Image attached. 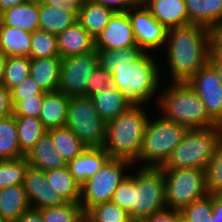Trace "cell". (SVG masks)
<instances>
[{
    "label": "cell",
    "mask_w": 222,
    "mask_h": 222,
    "mask_svg": "<svg viewBox=\"0 0 222 222\" xmlns=\"http://www.w3.org/2000/svg\"><path fill=\"white\" fill-rule=\"evenodd\" d=\"M214 31L206 26L189 24L168 29V63L173 82H188L213 52Z\"/></svg>",
    "instance_id": "1"
},
{
    "label": "cell",
    "mask_w": 222,
    "mask_h": 222,
    "mask_svg": "<svg viewBox=\"0 0 222 222\" xmlns=\"http://www.w3.org/2000/svg\"><path fill=\"white\" fill-rule=\"evenodd\" d=\"M141 105H132L117 118L106 123L102 147L110 158L134 163L139 157L148 116Z\"/></svg>",
    "instance_id": "2"
},
{
    "label": "cell",
    "mask_w": 222,
    "mask_h": 222,
    "mask_svg": "<svg viewBox=\"0 0 222 222\" xmlns=\"http://www.w3.org/2000/svg\"><path fill=\"white\" fill-rule=\"evenodd\" d=\"M158 99L162 117L188 130L219 126L209 117L205 105L188 82H173Z\"/></svg>",
    "instance_id": "3"
},
{
    "label": "cell",
    "mask_w": 222,
    "mask_h": 222,
    "mask_svg": "<svg viewBox=\"0 0 222 222\" xmlns=\"http://www.w3.org/2000/svg\"><path fill=\"white\" fill-rule=\"evenodd\" d=\"M159 68L149 53L143 52L131 66L116 67L112 84L133 104L143 105L158 89Z\"/></svg>",
    "instance_id": "4"
},
{
    "label": "cell",
    "mask_w": 222,
    "mask_h": 222,
    "mask_svg": "<svg viewBox=\"0 0 222 222\" xmlns=\"http://www.w3.org/2000/svg\"><path fill=\"white\" fill-rule=\"evenodd\" d=\"M222 140V127L187 130L162 169H206Z\"/></svg>",
    "instance_id": "5"
},
{
    "label": "cell",
    "mask_w": 222,
    "mask_h": 222,
    "mask_svg": "<svg viewBox=\"0 0 222 222\" xmlns=\"http://www.w3.org/2000/svg\"><path fill=\"white\" fill-rule=\"evenodd\" d=\"M187 130L184 126L162 116L152 121L148 119L141 151L134 162L143 161V167H162L172 150L182 141Z\"/></svg>",
    "instance_id": "6"
},
{
    "label": "cell",
    "mask_w": 222,
    "mask_h": 222,
    "mask_svg": "<svg viewBox=\"0 0 222 222\" xmlns=\"http://www.w3.org/2000/svg\"><path fill=\"white\" fill-rule=\"evenodd\" d=\"M132 176L131 211L133 221L166 209L165 179L161 167H143Z\"/></svg>",
    "instance_id": "7"
},
{
    "label": "cell",
    "mask_w": 222,
    "mask_h": 222,
    "mask_svg": "<svg viewBox=\"0 0 222 222\" xmlns=\"http://www.w3.org/2000/svg\"><path fill=\"white\" fill-rule=\"evenodd\" d=\"M166 208L181 211L208 194L205 169H162Z\"/></svg>",
    "instance_id": "8"
},
{
    "label": "cell",
    "mask_w": 222,
    "mask_h": 222,
    "mask_svg": "<svg viewBox=\"0 0 222 222\" xmlns=\"http://www.w3.org/2000/svg\"><path fill=\"white\" fill-rule=\"evenodd\" d=\"M65 126L88 148L102 147L106 123L90 97H70Z\"/></svg>",
    "instance_id": "9"
},
{
    "label": "cell",
    "mask_w": 222,
    "mask_h": 222,
    "mask_svg": "<svg viewBox=\"0 0 222 222\" xmlns=\"http://www.w3.org/2000/svg\"><path fill=\"white\" fill-rule=\"evenodd\" d=\"M133 162L127 159L109 158L102 167L81 185L80 205L86 212L91 206L109 202L114 191L127 177L125 168L132 166Z\"/></svg>",
    "instance_id": "10"
},
{
    "label": "cell",
    "mask_w": 222,
    "mask_h": 222,
    "mask_svg": "<svg viewBox=\"0 0 222 222\" xmlns=\"http://www.w3.org/2000/svg\"><path fill=\"white\" fill-rule=\"evenodd\" d=\"M98 65L96 49L86 54L63 58L57 91L68 97L85 96L90 76Z\"/></svg>",
    "instance_id": "11"
},
{
    "label": "cell",
    "mask_w": 222,
    "mask_h": 222,
    "mask_svg": "<svg viewBox=\"0 0 222 222\" xmlns=\"http://www.w3.org/2000/svg\"><path fill=\"white\" fill-rule=\"evenodd\" d=\"M188 84L200 97L209 117L222 126V83L216 69L208 62L189 81Z\"/></svg>",
    "instance_id": "12"
},
{
    "label": "cell",
    "mask_w": 222,
    "mask_h": 222,
    "mask_svg": "<svg viewBox=\"0 0 222 222\" xmlns=\"http://www.w3.org/2000/svg\"><path fill=\"white\" fill-rule=\"evenodd\" d=\"M137 46L143 51L156 49L165 45L168 29L151 15L141 1L128 11Z\"/></svg>",
    "instance_id": "13"
},
{
    "label": "cell",
    "mask_w": 222,
    "mask_h": 222,
    "mask_svg": "<svg viewBox=\"0 0 222 222\" xmlns=\"http://www.w3.org/2000/svg\"><path fill=\"white\" fill-rule=\"evenodd\" d=\"M137 46L128 12H114L95 38V49L114 50Z\"/></svg>",
    "instance_id": "14"
},
{
    "label": "cell",
    "mask_w": 222,
    "mask_h": 222,
    "mask_svg": "<svg viewBox=\"0 0 222 222\" xmlns=\"http://www.w3.org/2000/svg\"><path fill=\"white\" fill-rule=\"evenodd\" d=\"M31 208L43 209L66 203L48 184L45 172L29 166L23 183Z\"/></svg>",
    "instance_id": "15"
},
{
    "label": "cell",
    "mask_w": 222,
    "mask_h": 222,
    "mask_svg": "<svg viewBox=\"0 0 222 222\" xmlns=\"http://www.w3.org/2000/svg\"><path fill=\"white\" fill-rule=\"evenodd\" d=\"M57 47L59 55L63 59L95 50V39L76 21L57 35Z\"/></svg>",
    "instance_id": "16"
},
{
    "label": "cell",
    "mask_w": 222,
    "mask_h": 222,
    "mask_svg": "<svg viewBox=\"0 0 222 222\" xmlns=\"http://www.w3.org/2000/svg\"><path fill=\"white\" fill-rule=\"evenodd\" d=\"M151 15L167 29L188 25L184 0H141Z\"/></svg>",
    "instance_id": "17"
},
{
    "label": "cell",
    "mask_w": 222,
    "mask_h": 222,
    "mask_svg": "<svg viewBox=\"0 0 222 222\" xmlns=\"http://www.w3.org/2000/svg\"><path fill=\"white\" fill-rule=\"evenodd\" d=\"M91 99L105 123L117 118L133 105L114 84L102 88Z\"/></svg>",
    "instance_id": "18"
},
{
    "label": "cell",
    "mask_w": 222,
    "mask_h": 222,
    "mask_svg": "<svg viewBox=\"0 0 222 222\" xmlns=\"http://www.w3.org/2000/svg\"><path fill=\"white\" fill-rule=\"evenodd\" d=\"M25 158L29 166L44 172L67 166L61 154L55 149L52 138L48 133L34 144Z\"/></svg>",
    "instance_id": "19"
},
{
    "label": "cell",
    "mask_w": 222,
    "mask_h": 222,
    "mask_svg": "<svg viewBox=\"0 0 222 222\" xmlns=\"http://www.w3.org/2000/svg\"><path fill=\"white\" fill-rule=\"evenodd\" d=\"M110 158L103 147H88L82 154L67 163L70 173L82 185Z\"/></svg>",
    "instance_id": "20"
},
{
    "label": "cell",
    "mask_w": 222,
    "mask_h": 222,
    "mask_svg": "<svg viewBox=\"0 0 222 222\" xmlns=\"http://www.w3.org/2000/svg\"><path fill=\"white\" fill-rule=\"evenodd\" d=\"M188 25L206 26L214 31L222 22V0H184Z\"/></svg>",
    "instance_id": "21"
},
{
    "label": "cell",
    "mask_w": 222,
    "mask_h": 222,
    "mask_svg": "<svg viewBox=\"0 0 222 222\" xmlns=\"http://www.w3.org/2000/svg\"><path fill=\"white\" fill-rule=\"evenodd\" d=\"M62 58L60 56L30 59V76L43 92L58 90Z\"/></svg>",
    "instance_id": "22"
},
{
    "label": "cell",
    "mask_w": 222,
    "mask_h": 222,
    "mask_svg": "<svg viewBox=\"0 0 222 222\" xmlns=\"http://www.w3.org/2000/svg\"><path fill=\"white\" fill-rule=\"evenodd\" d=\"M30 208L23 184L0 189V217L4 222H15Z\"/></svg>",
    "instance_id": "23"
},
{
    "label": "cell",
    "mask_w": 222,
    "mask_h": 222,
    "mask_svg": "<svg viewBox=\"0 0 222 222\" xmlns=\"http://www.w3.org/2000/svg\"><path fill=\"white\" fill-rule=\"evenodd\" d=\"M69 100L70 97L59 91L44 96L39 119L48 130L65 126Z\"/></svg>",
    "instance_id": "24"
},
{
    "label": "cell",
    "mask_w": 222,
    "mask_h": 222,
    "mask_svg": "<svg viewBox=\"0 0 222 222\" xmlns=\"http://www.w3.org/2000/svg\"><path fill=\"white\" fill-rule=\"evenodd\" d=\"M0 25L23 29L31 33L39 30V4L26 2L2 12Z\"/></svg>",
    "instance_id": "25"
},
{
    "label": "cell",
    "mask_w": 222,
    "mask_h": 222,
    "mask_svg": "<svg viewBox=\"0 0 222 222\" xmlns=\"http://www.w3.org/2000/svg\"><path fill=\"white\" fill-rule=\"evenodd\" d=\"M113 14L112 9L88 0L83 1L77 21L95 39L107 26Z\"/></svg>",
    "instance_id": "26"
},
{
    "label": "cell",
    "mask_w": 222,
    "mask_h": 222,
    "mask_svg": "<svg viewBox=\"0 0 222 222\" xmlns=\"http://www.w3.org/2000/svg\"><path fill=\"white\" fill-rule=\"evenodd\" d=\"M31 49V32L0 25V51L6 56H27Z\"/></svg>",
    "instance_id": "27"
},
{
    "label": "cell",
    "mask_w": 222,
    "mask_h": 222,
    "mask_svg": "<svg viewBox=\"0 0 222 222\" xmlns=\"http://www.w3.org/2000/svg\"><path fill=\"white\" fill-rule=\"evenodd\" d=\"M48 184L57 191L65 202L79 203L81 185L70 173L68 166L60 169L45 171Z\"/></svg>",
    "instance_id": "28"
},
{
    "label": "cell",
    "mask_w": 222,
    "mask_h": 222,
    "mask_svg": "<svg viewBox=\"0 0 222 222\" xmlns=\"http://www.w3.org/2000/svg\"><path fill=\"white\" fill-rule=\"evenodd\" d=\"M77 21V17L61 8L39 4V30L58 35Z\"/></svg>",
    "instance_id": "29"
},
{
    "label": "cell",
    "mask_w": 222,
    "mask_h": 222,
    "mask_svg": "<svg viewBox=\"0 0 222 222\" xmlns=\"http://www.w3.org/2000/svg\"><path fill=\"white\" fill-rule=\"evenodd\" d=\"M47 133L51 136L55 149L61 154L66 163L72 161L87 149L66 126L49 129Z\"/></svg>",
    "instance_id": "30"
},
{
    "label": "cell",
    "mask_w": 222,
    "mask_h": 222,
    "mask_svg": "<svg viewBox=\"0 0 222 222\" xmlns=\"http://www.w3.org/2000/svg\"><path fill=\"white\" fill-rule=\"evenodd\" d=\"M25 157L20 151L16 118L11 115L0 119V160Z\"/></svg>",
    "instance_id": "31"
},
{
    "label": "cell",
    "mask_w": 222,
    "mask_h": 222,
    "mask_svg": "<svg viewBox=\"0 0 222 222\" xmlns=\"http://www.w3.org/2000/svg\"><path fill=\"white\" fill-rule=\"evenodd\" d=\"M20 151L26 155L48 129L37 117H15Z\"/></svg>",
    "instance_id": "32"
},
{
    "label": "cell",
    "mask_w": 222,
    "mask_h": 222,
    "mask_svg": "<svg viewBox=\"0 0 222 222\" xmlns=\"http://www.w3.org/2000/svg\"><path fill=\"white\" fill-rule=\"evenodd\" d=\"M99 65L112 73L116 67L131 66L143 51L138 46L119 48L114 50L96 49Z\"/></svg>",
    "instance_id": "33"
},
{
    "label": "cell",
    "mask_w": 222,
    "mask_h": 222,
    "mask_svg": "<svg viewBox=\"0 0 222 222\" xmlns=\"http://www.w3.org/2000/svg\"><path fill=\"white\" fill-rule=\"evenodd\" d=\"M86 222H133L129 213L112 201L97 203L85 212Z\"/></svg>",
    "instance_id": "34"
},
{
    "label": "cell",
    "mask_w": 222,
    "mask_h": 222,
    "mask_svg": "<svg viewBox=\"0 0 222 222\" xmlns=\"http://www.w3.org/2000/svg\"><path fill=\"white\" fill-rule=\"evenodd\" d=\"M39 210L44 222H86L85 211L80 203L66 202Z\"/></svg>",
    "instance_id": "35"
},
{
    "label": "cell",
    "mask_w": 222,
    "mask_h": 222,
    "mask_svg": "<svg viewBox=\"0 0 222 222\" xmlns=\"http://www.w3.org/2000/svg\"><path fill=\"white\" fill-rule=\"evenodd\" d=\"M213 194H207L203 198L193 201L184 207L180 212L182 222H222L212 214Z\"/></svg>",
    "instance_id": "36"
},
{
    "label": "cell",
    "mask_w": 222,
    "mask_h": 222,
    "mask_svg": "<svg viewBox=\"0 0 222 222\" xmlns=\"http://www.w3.org/2000/svg\"><path fill=\"white\" fill-rule=\"evenodd\" d=\"M29 167L25 157L0 160V189L22 185Z\"/></svg>",
    "instance_id": "37"
},
{
    "label": "cell",
    "mask_w": 222,
    "mask_h": 222,
    "mask_svg": "<svg viewBox=\"0 0 222 222\" xmlns=\"http://www.w3.org/2000/svg\"><path fill=\"white\" fill-rule=\"evenodd\" d=\"M30 76V58L7 56L2 85L11 90Z\"/></svg>",
    "instance_id": "38"
},
{
    "label": "cell",
    "mask_w": 222,
    "mask_h": 222,
    "mask_svg": "<svg viewBox=\"0 0 222 222\" xmlns=\"http://www.w3.org/2000/svg\"><path fill=\"white\" fill-rule=\"evenodd\" d=\"M54 56H60L57 47V36L43 30L32 32L29 58L39 59Z\"/></svg>",
    "instance_id": "39"
},
{
    "label": "cell",
    "mask_w": 222,
    "mask_h": 222,
    "mask_svg": "<svg viewBox=\"0 0 222 222\" xmlns=\"http://www.w3.org/2000/svg\"><path fill=\"white\" fill-rule=\"evenodd\" d=\"M208 194H215L222 189V140L219 142L214 156L205 169Z\"/></svg>",
    "instance_id": "40"
},
{
    "label": "cell",
    "mask_w": 222,
    "mask_h": 222,
    "mask_svg": "<svg viewBox=\"0 0 222 222\" xmlns=\"http://www.w3.org/2000/svg\"><path fill=\"white\" fill-rule=\"evenodd\" d=\"M45 95L46 94H36L35 97H29L18 101L13 106V115L15 117L39 118Z\"/></svg>",
    "instance_id": "41"
},
{
    "label": "cell",
    "mask_w": 222,
    "mask_h": 222,
    "mask_svg": "<svg viewBox=\"0 0 222 222\" xmlns=\"http://www.w3.org/2000/svg\"><path fill=\"white\" fill-rule=\"evenodd\" d=\"M36 94H47L43 92L38 83L29 76L24 79L20 84L11 89V101L14 106L18 101L24 100L29 97H35Z\"/></svg>",
    "instance_id": "42"
},
{
    "label": "cell",
    "mask_w": 222,
    "mask_h": 222,
    "mask_svg": "<svg viewBox=\"0 0 222 222\" xmlns=\"http://www.w3.org/2000/svg\"><path fill=\"white\" fill-rule=\"evenodd\" d=\"M131 197H132V176L127 177L120 183L118 188L114 191L112 202L117 206L127 211H131Z\"/></svg>",
    "instance_id": "43"
},
{
    "label": "cell",
    "mask_w": 222,
    "mask_h": 222,
    "mask_svg": "<svg viewBox=\"0 0 222 222\" xmlns=\"http://www.w3.org/2000/svg\"><path fill=\"white\" fill-rule=\"evenodd\" d=\"M112 84V74L103 69L100 65L92 72L89 79V88L87 89L86 97H92L100 92L102 88Z\"/></svg>",
    "instance_id": "44"
},
{
    "label": "cell",
    "mask_w": 222,
    "mask_h": 222,
    "mask_svg": "<svg viewBox=\"0 0 222 222\" xmlns=\"http://www.w3.org/2000/svg\"><path fill=\"white\" fill-rule=\"evenodd\" d=\"M43 4L61 8L62 10L74 14L78 18L83 0H44Z\"/></svg>",
    "instance_id": "45"
},
{
    "label": "cell",
    "mask_w": 222,
    "mask_h": 222,
    "mask_svg": "<svg viewBox=\"0 0 222 222\" xmlns=\"http://www.w3.org/2000/svg\"><path fill=\"white\" fill-rule=\"evenodd\" d=\"M97 4L112 9L114 12H127L131 7L136 6L141 0H92Z\"/></svg>",
    "instance_id": "46"
},
{
    "label": "cell",
    "mask_w": 222,
    "mask_h": 222,
    "mask_svg": "<svg viewBox=\"0 0 222 222\" xmlns=\"http://www.w3.org/2000/svg\"><path fill=\"white\" fill-rule=\"evenodd\" d=\"M145 222H182L181 212L166 208L144 219Z\"/></svg>",
    "instance_id": "47"
},
{
    "label": "cell",
    "mask_w": 222,
    "mask_h": 222,
    "mask_svg": "<svg viewBox=\"0 0 222 222\" xmlns=\"http://www.w3.org/2000/svg\"><path fill=\"white\" fill-rule=\"evenodd\" d=\"M13 115L11 90L0 84V119Z\"/></svg>",
    "instance_id": "48"
},
{
    "label": "cell",
    "mask_w": 222,
    "mask_h": 222,
    "mask_svg": "<svg viewBox=\"0 0 222 222\" xmlns=\"http://www.w3.org/2000/svg\"><path fill=\"white\" fill-rule=\"evenodd\" d=\"M15 222H44L39 209L30 208Z\"/></svg>",
    "instance_id": "49"
},
{
    "label": "cell",
    "mask_w": 222,
    "mask_h": 222,
    "mask_svg": "<svg viewBox=\"0 0 222 222\" xmlns=\"http://www.w3.org/2000/svg\"><path fill=\"white\" fill-rule=\"evenodd\" d=\"M209 63L216 69L218 77L222 83V59L213 51Z\"/></svg>",
    "instance_id": "50"
},
{
    "label": "cell",
    "mask_w": 222,
    "mask_h": 222,
    "mask_svg": "<svg viewBox=\"0 0 222 222\" xmlns=\"http://www.w3.org/2000/svg\"><path fill=\"white\" fill-rule=\"evenodd\" d=\"M27 0H0V14L15 6L26 3Z\"/></svg>",
    "instance_id": "51"
},
{
    "label": "cell",
    "mask_w": 222,
    "mask_h": 222,
    "mask_svg": "<svg viewBox=\"0 0 222 222\" xmlns=\"http://www.w3.org/2000/svg\"><path fill=\"white\" fill-rule=\"evenodd\" d=\"M212 214H216V217L222 220V201L219 200L214 194H213Z\"/></svg>",
    "instance_id": "52"
},
{
    "label": "cell",
    "mask_w": 222,
    "mask_h": 222,
    "mask_svg": "<svg viewBox=\"0 0 222 222\" xmlns=\"http://www.w3.org/2000/svg\"><path fill=\"white\" fill-rule=\"evenodd\" d=\"M7 56L0 51V84L3 82Z\"/></svg>",
    "instance_id": "53"
},
{
    "label": "cell",
    "mask_w": 222,
    "mask_h": 222,
    "mask_svg": "<svg viewBox=\"0 0 222 222\" xmlns=\"http://www.w3.org/2000/svg\"><path fill=\"white\" fill-rule=\"evenodd\" d=\"M213 43H222V22H221L220 25L214 30Z\"/></svg>",
    "instance_id": "54"
},
{
    "label": "cell",
    "mask_w": 222,
    "mask_h": 222,
    "mask_svg": "<svg viewBox=\"0 0 222 222\" xmlns=\"http://www.w3.org/2000/svg\"><path fill=\"white\" fill-rule=\"evenodd\" d=\"M213 51L222 59V43H213Z\"/></svg>",
    "instance_id": "55"
},
{
    "label": "cell",
    "mask_w": 222,
    "mask_h": 222,
    "mask_svg": "<svg viewBox=\"0 0 222 222\" xmlns=\"http://www.w3.org/2000/svg\"><path fill=\"white\" fill-rule=\"evenodd\" d=\"M214 195H215L219 200L222 201V189H220L219 191H217Z\"/></svg>",
    "instance_id": "56"
},
{
    "label": "cell",
    "mask_w": 222,
    "mask_h": 222,
    "mask_svg": "<svg viewBox=\"0 0 222 222\" xmlns=\"http://www.w3.org/2000/svg\"><path fill=\"white\" fill-rule=\"evenodd\" d=\"M44 0H27V2H32V3H43Z\"/></svg>",
    "instance_id": "57"
},
{
    "label": "cell",
    "mask_w": 222,
    "mask_h": 222,
    "mask_svg": "<svg viewBox=\"0 0 222 222\" xmlns=\"http://www.w3.org/2000/svg\"><path fill=\"white\" fill-rule=\"evenodd\" d=\"M133 222H145L144 220H135Z\"/></svg>",
    "instance_id": "58"
}]
</instances>
